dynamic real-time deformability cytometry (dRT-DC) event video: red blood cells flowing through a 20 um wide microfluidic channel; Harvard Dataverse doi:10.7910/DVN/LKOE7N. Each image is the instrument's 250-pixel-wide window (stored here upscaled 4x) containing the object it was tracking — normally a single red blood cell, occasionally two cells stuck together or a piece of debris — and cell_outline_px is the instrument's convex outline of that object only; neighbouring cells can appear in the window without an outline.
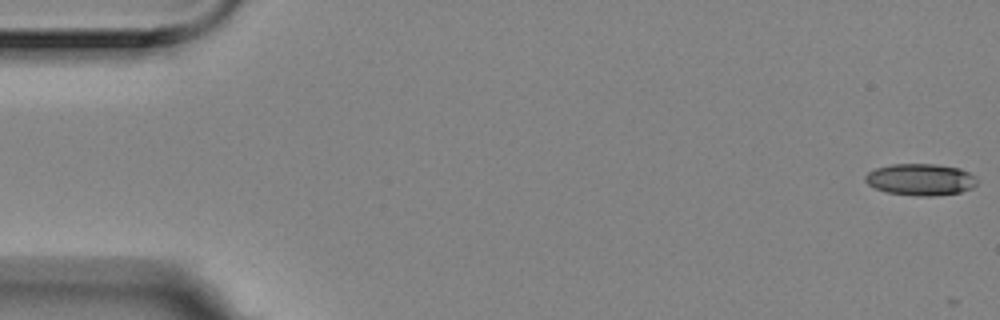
{"species": "Egyptian fruit bat (a non-hibernating species)", "species_latin": "Rousettus aegyptiacus", "temperature_condition": "room temperature", "stored_images_in_passage": 5, "camera_frame_rate_fps": 3000, "um_per_image_px": 0.085, "animal": {"sex": "female"}, "frame": {"image": 1, "passage_image": 1, "time_ms": 0.0, "image_size_px": [1000, 320], "cell_outline_px": [[976, 184], [972, 188], [960, 192], [932, 196], [916, 196], [888, 192], [876, 188], [868, 184], [864, 180], [864, 176], [868, 172], [876, 168], [892, 164], [936, 164], [960, 168], [976, 176]], "centroid_in_image_um": [78.25, 15.25], "position_along_channel_um": 6.8, "area_um2": 20.63}}